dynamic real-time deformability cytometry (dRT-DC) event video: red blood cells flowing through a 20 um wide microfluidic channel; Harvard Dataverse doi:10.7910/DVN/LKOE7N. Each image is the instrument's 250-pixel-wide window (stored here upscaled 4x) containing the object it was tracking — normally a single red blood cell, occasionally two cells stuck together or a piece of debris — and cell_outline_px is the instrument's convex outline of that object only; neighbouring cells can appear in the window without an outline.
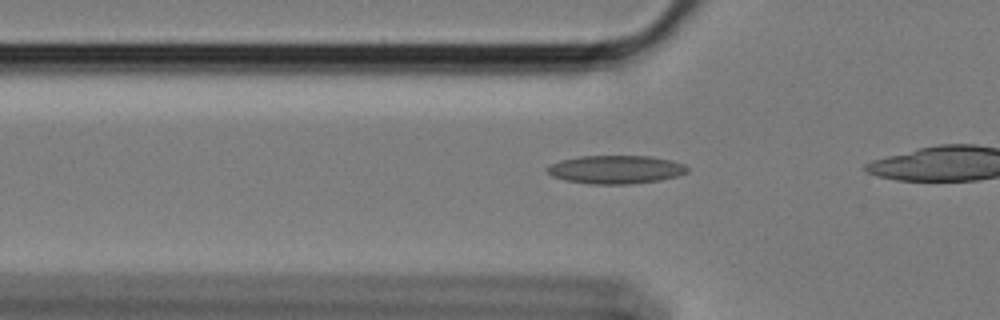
{"species": "Egyptian fruit bat (a non-hibernating species)", "species_latin": "Rousettus aegyptiacus", "temperature_condition": "cold", "stored_images_in_passage": 43, "camera_frame_rate_fps": 3000, "um_per_image_px": 0.085, "animal": {"sex": "female"}, "frame": {"image": 1, "passage_image": 15, "time_ms": 4.667, "image_size_px": [1000, 320], "cell_outline_px": [[688, 172], [676, 176], [660, 180], [628, 184], [592, 184], [564, 180], [552, 176], [544, 168], [548, 164], [560, 160], [580, 156], [652, 156], [672, 160], [684, 164], [688, 168]], "centroid_in_image_um": [52.31, 14.4], "position_along_channel_um": 73.5, "area_um2": 23.29}}
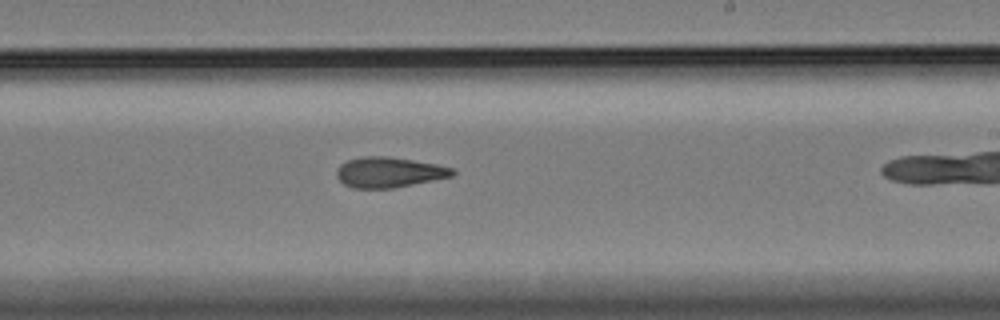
{"frame": {"image": 2, "passage_image": 31, "time_ms": 10.0, "image_size_px": [1000, 320], "cell_outline_px": [[456, 172], [452, 176], [392, 188], [352, 188], [344, 184], [336, 176], [336, 168], [340, 164], [348, 160], [360, 156], [388, 156], [436, 164], [452, 168]], "centroid_in_image_um": [33.01, 14.63], "position_along_channel_um": 256.0, "area_um2": 20.4}}
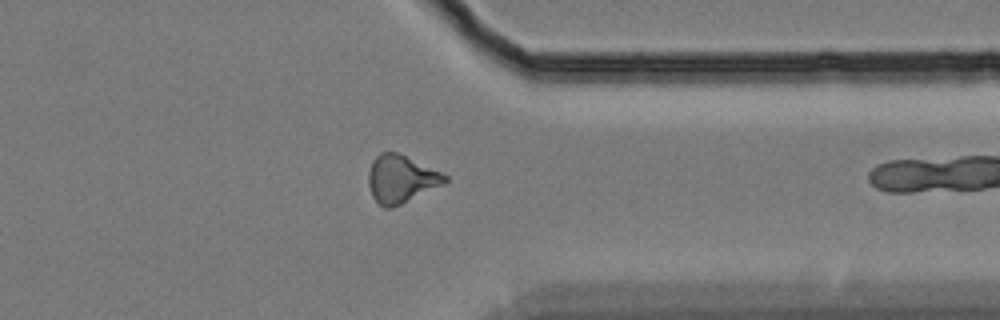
{"frame": {"image": 3, "passage_image": 42, "time_ms": 13.667, "image_size_px": [1000, 320], "cell_outline_px": [[448, 180], [444, 184], [392, 208], [384, 208], [372, 196], [368, 184], [368, 172], [372, 160], [380, 152], [400, 152], [448, 176]], "centroid_in_image_um": [34.07, 15.2], "position_along_channel_um": 377.3, "area_um2": 21.27}}